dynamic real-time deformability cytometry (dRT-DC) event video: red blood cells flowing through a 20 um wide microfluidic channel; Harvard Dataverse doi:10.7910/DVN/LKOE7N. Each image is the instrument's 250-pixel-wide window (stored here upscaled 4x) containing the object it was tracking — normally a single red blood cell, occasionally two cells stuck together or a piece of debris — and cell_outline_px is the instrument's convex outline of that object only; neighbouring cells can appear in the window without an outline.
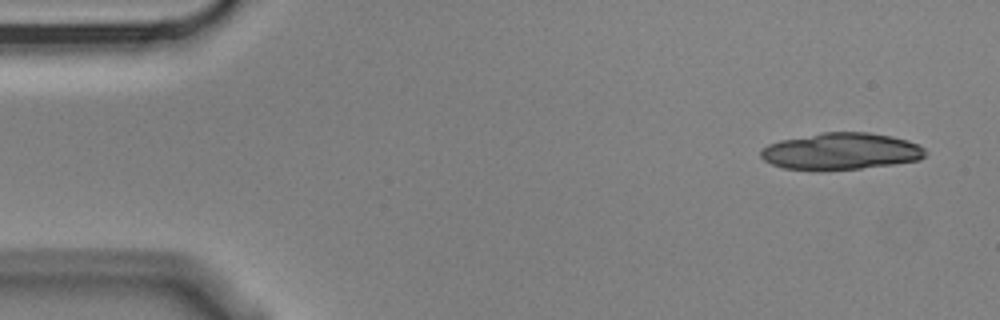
{"species": "Egyptian fruit bat (a non-hibernating species)", "species_latin": "Rousettus aegyptiacus", "temperature_condition": "cold", "stored_images_in_passage": 6, "camera_frame_rate_fps": 3000, "um_per_image_px": 0.085, "animal": {"sex": "male"}, "frame": {"image": 1, "passage_image": 1, "time_ms": 0.0, "image_size_px": [1000, 320], "cell_outline_px": [[928, 152], [920, 160], [892, 164], [860, 168], [820, 172], [812, 172], [784, 168], [772, 164], [764, 160], [760, 156], [760, 152], [768, 144], [780, 140], [824, 132], [868, 132], [892, 136], [908, 140], [924, 148]], "centroid_in_image_um": [71.46, 12.88], "position_along_channel_um": 13.5, "area_um2": 35.72}}
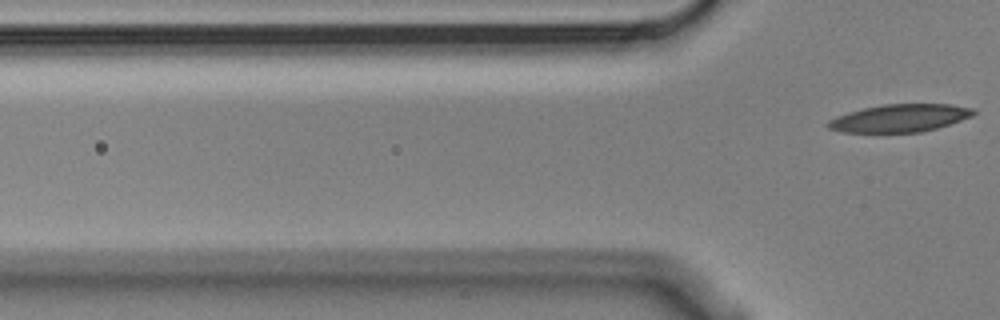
{"frame": {"image": 2, "passage_image": 6, "time_ms": 1.667, "image_size_px": [1000, 320], "cell_outline_px": [[976, 112], [972, 116], [936, 128], [920, 132], [840, 132], [828, 128], [824, 124], [828, 120], [836, 116], [848, 112], [864, 108], [884, 104], [948, 104], [972, 108]], "centroid_in_image_um": [76.42, 10.04], "position_along_channel_um": 49.4, "area_um2": 23.35}}